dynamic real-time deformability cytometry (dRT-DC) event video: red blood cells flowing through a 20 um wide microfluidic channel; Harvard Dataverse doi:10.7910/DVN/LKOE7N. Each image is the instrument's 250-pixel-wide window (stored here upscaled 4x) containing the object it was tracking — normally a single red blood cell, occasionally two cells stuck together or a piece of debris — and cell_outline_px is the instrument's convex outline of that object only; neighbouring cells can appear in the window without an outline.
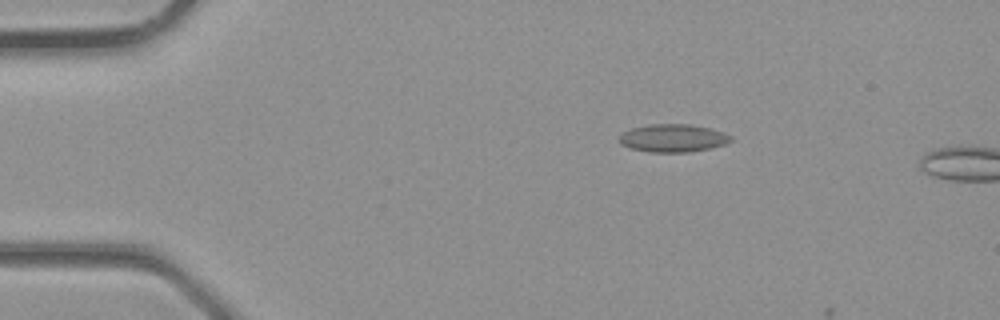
{"species": "common noctule bat (a hibernating species)", "species_latin": "Nyctalus noctula", "temperature_condition": "room temperature", "stored_images_in_passage": 2, "camera_frame_rate_fps": 3000, "um_per_image_px": 0.085, "animal": {"sex": "male", "body_mass_g": 23.1, "forearm_length_mm": 52.7}, "frame": {"image": 1, "passage_image": 1, "time_ms": 0.0, "image_size_px": [1000, 320], "cell_outline_px": [[732, 140], [724, 144], [712, 148], [688, 152], [648, 152], [628, 148], [620, 144], [616, 140], [624, 132], [632, 128], [648, 124], [692, 124], [724, 132], [732, 136]], "centroid_in_image_um": [57.17, 11.74], "position_along_channel_um": 27.8, "area_um2": 18.32}}